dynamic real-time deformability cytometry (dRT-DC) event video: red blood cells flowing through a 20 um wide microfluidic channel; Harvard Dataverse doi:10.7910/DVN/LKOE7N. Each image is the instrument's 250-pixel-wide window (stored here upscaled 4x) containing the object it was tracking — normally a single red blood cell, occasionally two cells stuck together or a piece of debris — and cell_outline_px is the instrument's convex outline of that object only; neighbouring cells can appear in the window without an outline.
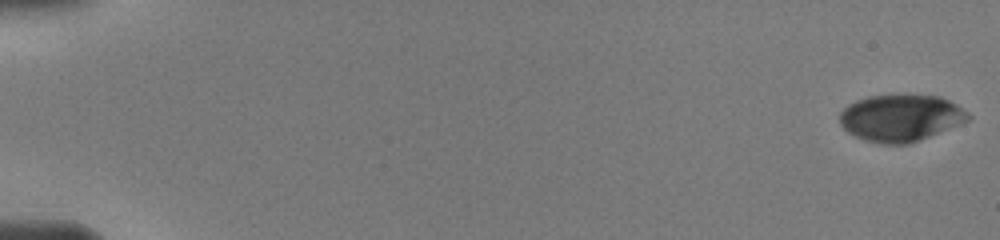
{"species": "human", "species_latin": "Homo sapiens", "temperature_condition": "warm", "stored_images_in_passage": 39, "camera_frame_rate_fps": 3000, "um_per_image_px": 0.085, "donor": {"sex": "male"}, "frame": {"image": 1, "passage_image": 1, "time_ms": 0.0, "image_size_px": [1000, 240], "cell_outline_px": [[972, 116], [968, 120], [960, 124], [908, 144], [880, 144], [864, 140], [848, 132], [840, 124], [840, 112], [848, 104], [856, 100], [868, 96], [904, 92], [940, 96], [956, 104], [968, 112]], "centroid_in_image_um": [76.56, 9.97], "position_along_channel_um": 8.4, "area_um2": 35.72}}
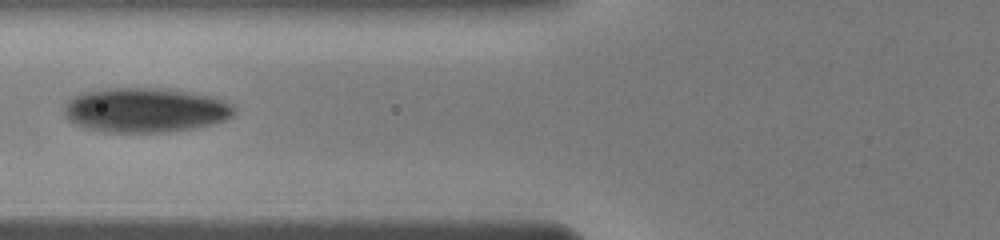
{"frame": {"image": 2, "passage_image": 17, "time_ms": 7.0, "image_size_px": [1000, 240], "cell_outline_px": [[236, 112], [232, 116], [224, 120], [212, 124], [188, 128], [160, 132], [112, 132], [88, 128], [76, 124], [68, 120], [64, 116], [64, 104], [68, 100], [80, 92], [104, 88], [160, 88], [196, 92], [212, 96], [232, 104], [236, 108]], "centroid_in_image_um": [12.34, 9.33], "position_along_channel_um": 113.5, "area_um2": 44.27}}
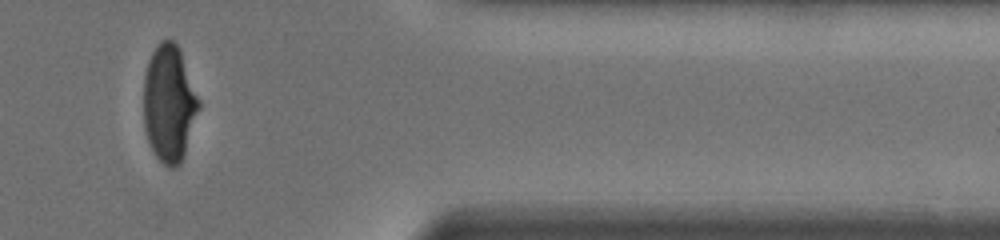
{"frame": {"image": 3, "passage_image": 34, "time_ms": 14.333, "image_size_px": [1000, 240], "cell_outline_px": [[200, 108], [180, 164], [176, 168], [168, 168], [152, 152], [144, 128], [144, 76], [148, 60], [152, 52], [160, 40], [172, 40], [176, 44], [180, 52], [200, 100]], "centroid_in_image_um": [14.36, 8.82], "position_along_channel_um": 397.0, "area_um2": 37.45}}